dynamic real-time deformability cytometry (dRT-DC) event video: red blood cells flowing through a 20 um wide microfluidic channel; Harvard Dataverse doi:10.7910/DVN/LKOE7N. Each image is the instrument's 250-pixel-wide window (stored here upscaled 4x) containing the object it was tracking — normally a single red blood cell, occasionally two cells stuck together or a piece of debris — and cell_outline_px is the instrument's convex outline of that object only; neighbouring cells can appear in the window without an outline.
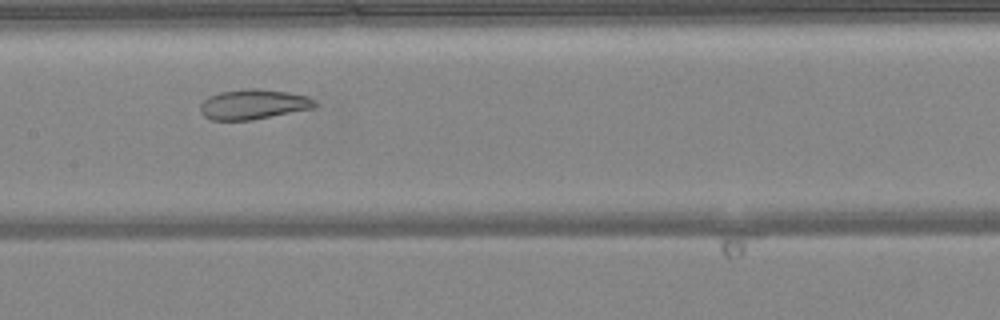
{"species": "common noctule bat (a hibernating species)", "species_latin": "Nyctalus noctula", "temperature_condition": "warm", "stored_images_in_passage": 43, "camera_frame_rate_fps": 3000, "um_per_image_px": 0.085, "animal": {"sex": "female", "body_mass_g": 24.6, "forearm_length_mm": 56.2}, "frame": {"image": 1, "passage_image": 18, "time_ms": 5.667, "image_size_px": [1000, 320], "cell_outline_px": [[316, 108], [252, 120], [212, 120], [204, 116], [200, 112], [200, 104], [208, 96], [220, 92], [252, 88], [256, 88], [288, 92], [304, 96], [316, 100]], "centroid_in_image_um": [21.53, 8.87], "position_along_channel_um": 185.9, "area_um2": 20.06}}
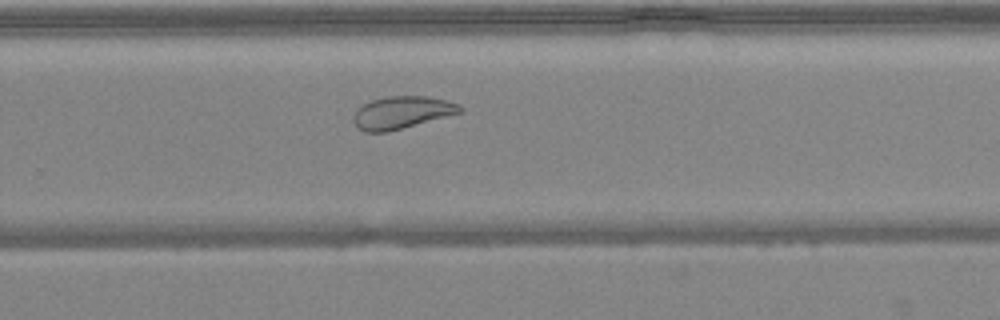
{"frame": {"image": 2, "passage_image": 26, "time_ms": 8.333, "image_size_px": [1000, 320], "cell_outline_px": [[464, 112], [388, 132], [364, 132], [356, 128], [352, 120], [356, 108], [372, 100], [388, 96], [428, 96], [460, 104], [464, 108]], "centroid_in_image_um": [34.15, 9.57], "position_along_channel_um": 295.6, "area_um2": 20.4}}
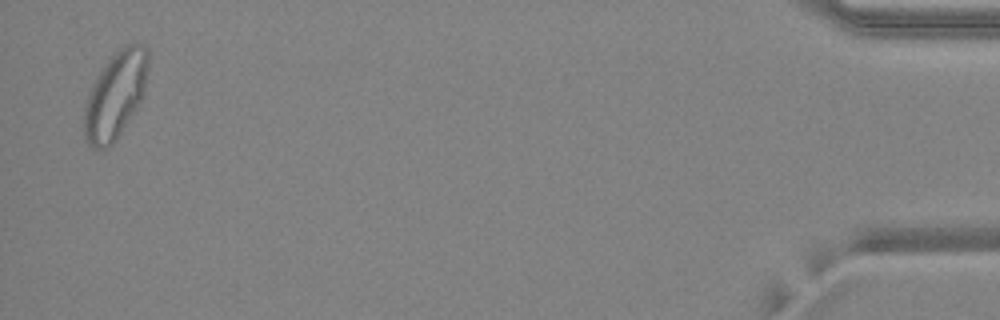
{"frame": {"image": 3, "passage_image": 42, "time_ms": 13.667, "image_size_px": [1000, 320], "cell_outline_px": [[148, 68], [144, 92], [140, 104], [116, 140], [108, 148], [92, 148], [84, 140], [84, 104], [104, 64], [124, 44], [140, 44], [148, 48]], "centroid_in_image_um": [9.82, 8.12], "position_along_channel_um": 425.4, "area_um2": 32.37}, "authors_computed_cell_mechanics": {"area_um2": 25.3164, "velocity_mm_per_s": 4.1285, "shape_relaxation_time_tau1_ms": null, "shape_relaxation_time_tau2_ms": 2.2305, "deformation_change_tau1": null, "deformation_change_tau2": 0.0837}}